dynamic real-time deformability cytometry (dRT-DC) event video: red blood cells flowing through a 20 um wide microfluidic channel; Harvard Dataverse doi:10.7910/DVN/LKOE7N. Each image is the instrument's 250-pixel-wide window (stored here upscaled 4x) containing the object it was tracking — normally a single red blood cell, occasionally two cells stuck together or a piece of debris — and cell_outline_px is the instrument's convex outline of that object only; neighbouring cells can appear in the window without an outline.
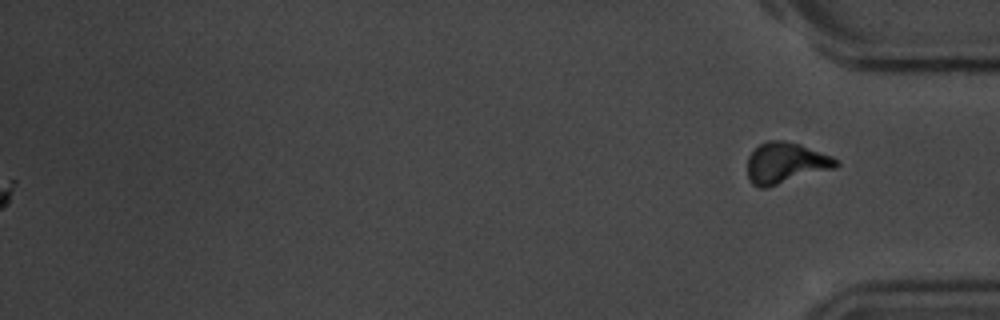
{"species": "common noctule bat (a hibernating species)", "species_latin": "Nyctalus noctula", "temperature_condition": "room temperature", "stored_images_in_passage": 48, "segment_of_instrument_passage": [2, 2], "camera_frame_rate_fps": 3000, "um_per_image_px": 0.085, "animal": {"sex": "male", "body_mass_g": 20.1, "forearm_length_mm": 53.5}, "frame": {"image": 1, "passage_image": 48, "time_ms": 15.667, "image_size_px": [1000, 320], "cell_outline_px": [[840, 164], [836, 168], [768, 188], [760, 188], [752, 184], [748, 180], [748, 156], [760, 144], [768, 140], [784, 140], [800, 144], [832, 156]], "centroid_in_image_um": [66.78, 13.87], "position_along_channel_um": 368.4, "area_um2": 21.39}}